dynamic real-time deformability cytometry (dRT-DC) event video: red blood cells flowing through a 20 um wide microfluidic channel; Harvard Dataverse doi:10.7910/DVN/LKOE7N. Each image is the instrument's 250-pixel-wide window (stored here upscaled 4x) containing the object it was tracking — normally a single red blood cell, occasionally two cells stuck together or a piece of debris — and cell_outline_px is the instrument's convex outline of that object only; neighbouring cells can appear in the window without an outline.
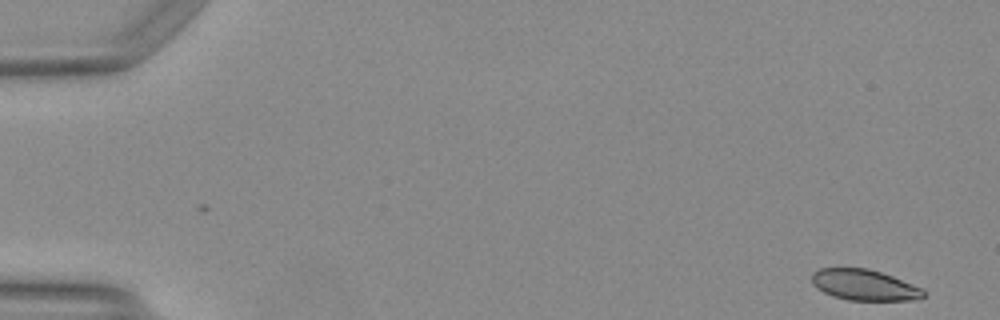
{"species": "Egyptian fruit bat (a non-hibernating species)", "species_latin": "Rousettus aegyptiacus", "temperature_condition": "warm", "stored_images_in_passage": 10, "camera_frame_rate_fps": 3000, "um_per_image_px": 0.085, "animal": {"sex": "female"}, "frame": {"image": 1, "passage_image": 1, "time_ms": 0.0, "image_size_px": [1000, 320], "cell_outline_px": [[924, 296], [916, 300], [848, 300], [832, 296], [816, 288], [812, 284], [812, 272], [820, 268], [868, 268], [892, 276], [924, 288]], "centroid_in_image_um": [73.46, 24.22], "position_along_channel_um": 11.5, "area_um2": 20.17}}